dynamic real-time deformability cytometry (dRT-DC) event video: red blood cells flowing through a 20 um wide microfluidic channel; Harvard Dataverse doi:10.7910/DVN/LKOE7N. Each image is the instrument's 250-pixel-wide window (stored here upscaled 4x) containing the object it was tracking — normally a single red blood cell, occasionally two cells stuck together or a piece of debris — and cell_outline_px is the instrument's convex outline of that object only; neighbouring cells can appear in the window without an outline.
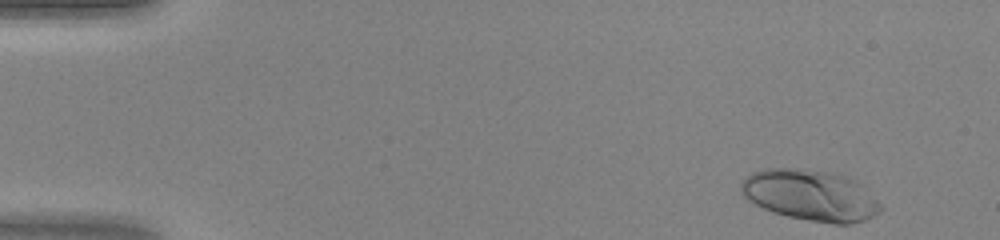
{"species": "human", "species_latin": "Homo sapiens", "temperature_condition": "warm", "stored_images_in_passage": 44, "camera_frame_rate_fps": 3000, "um_per_image_px": 0.085, "donor": {"sex": "female"}, "frame": {"image": 1, "passage_image": 1, "time_ms": 0.0, "image_size_px": [1000, 240], "cell_outline_px": [[884, 208], [880, 212], [864, 220], [848, 224], [836, 224], [808, 220], [788, 216], [772, 212], [748, 200], [740, 192], [740, 184], [752, 172], [764, 168], [804, 168], [828, 172], [844, 176], [852, 180], [876, 200]], "centroid_in_image_um": [68.83, 16.6], "position_along_channel_um": 16.2, "area_um2": 40.98}}
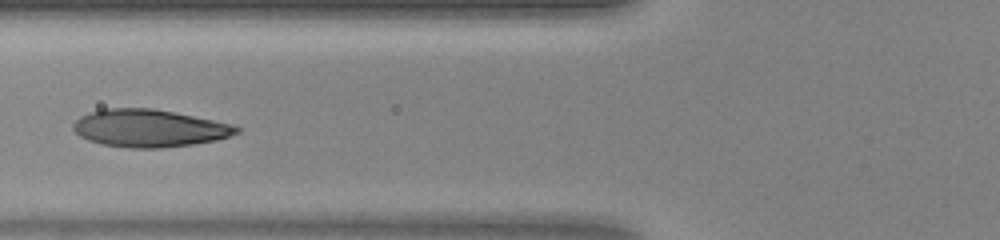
{"frame": {"image": 2, "passage_image": 16, "time_ms": 5.0, "image_size_px": [1000, 240], "cell_outline_px": [[240, 132], [216, 140], [192, 144], [160, 148], [132, 148], [104, 144], [88, 140], [80, 136], [72, 128], [72, 124], [80, 116], [104, 108], [152, 108], [232, 124], [240, 128]], "centroid_in_image_um": [12.66, 10.9], "position_along_channel_um": 113.1, "area_um2": 35.32}}
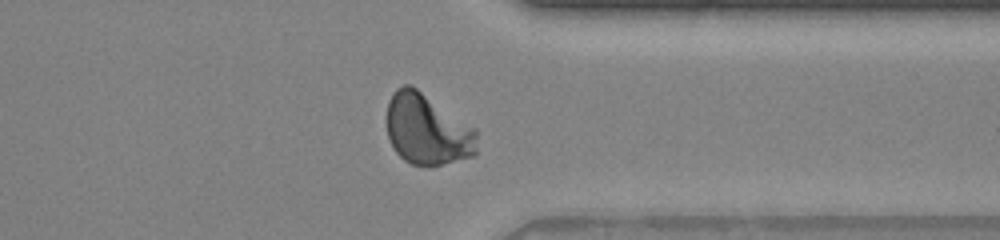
{"frame": {"image": 3, "passage_image": 34, "time_ms": 11.0, "image_size_px": [1000, 240], "cell_outline_px": [[476, 156], [428, 168], [424, 168], [412, 164], [404, 160], [396, 152], [388, 136], [384, 120], [388, 100], [392, 92], [396, 88], [404, 84], [412, 84], [476, 128]], "centroid_in_image_um": [36.28, 11.0], "position_along_channel_um": 375.1, "area_um2": 38.44}}